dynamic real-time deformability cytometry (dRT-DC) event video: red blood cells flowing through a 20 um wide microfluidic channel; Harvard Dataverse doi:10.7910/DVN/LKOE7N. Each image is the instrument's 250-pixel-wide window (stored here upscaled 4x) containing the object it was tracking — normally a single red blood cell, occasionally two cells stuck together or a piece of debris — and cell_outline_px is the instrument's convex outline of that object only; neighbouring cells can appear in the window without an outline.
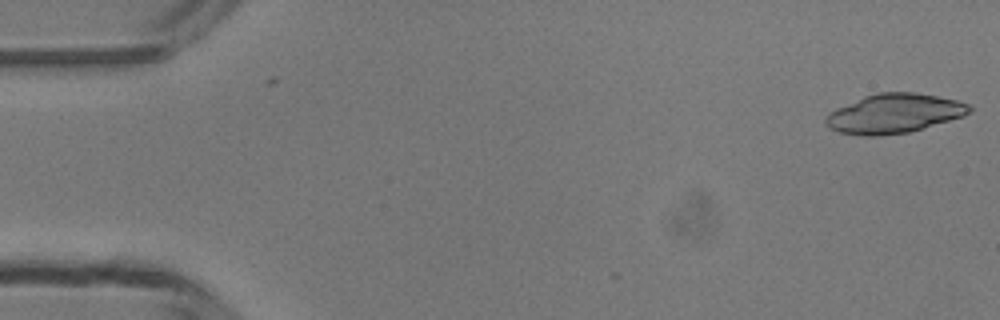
{"species": "common noctule bat (a hibernating species)", "species_latin": "Nyctalus noctula", "temperature_condition": "room temperature", "stored_images_in_passage": 3, "camera_frame_rate_fps": 3000, "um_per_image_px": 0.085, "animal": {"sex": "male", "body_mass_g": 13.3}, "frame": {"image": 1, "passage_image": 3, "time_ms": 0.667, "image_size_px": [1000, 320], "cell_outline_px": [[972, 112], [964, 116], [908, 132], [880, 136], [864, 136], [840, 132], [828, 128], [824, 120], [836, 108], [864, 96], [880, 92], [916, 92], [956, 100], [972, 104]], "centroid_in_image_um": [76.03, 9.64], "position_along_channel_um": 9.0, "area_um2": 32.83}}